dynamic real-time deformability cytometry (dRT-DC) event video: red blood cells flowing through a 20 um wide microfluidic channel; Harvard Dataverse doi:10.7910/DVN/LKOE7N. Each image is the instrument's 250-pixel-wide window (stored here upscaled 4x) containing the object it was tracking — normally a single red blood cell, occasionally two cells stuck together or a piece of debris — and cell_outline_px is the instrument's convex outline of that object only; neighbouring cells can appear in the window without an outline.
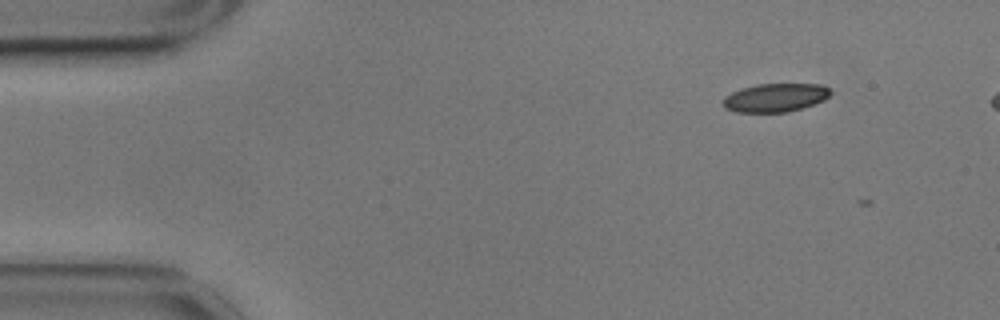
{"species": "common noctule bat (a hibernating species)", "species_latin": "Nyctalus noctula", "temperature_condition": "cold", "stored_images_in_passage": 3, "camera_frame_rate_fps": 3000, "um_per_image_px": 0.085, "animal": {"sex": "male", "body_mass_g": 17.9}, "frame": {"image": 1, "passage_image": 2, "time_ms": 0.333, "image_size_px": [1000, 320], "cell_outline_px": [[832, 92], [824, 100], [788, 112], [736, 112], [724, 108], [724, 96], [740, 88], [756, 84], [820, 84], [828, 88]], "centroid_in_image_um": [65.87, 8.29], "position_along_channel_um": 19.1, "area_um2": 17.74}}